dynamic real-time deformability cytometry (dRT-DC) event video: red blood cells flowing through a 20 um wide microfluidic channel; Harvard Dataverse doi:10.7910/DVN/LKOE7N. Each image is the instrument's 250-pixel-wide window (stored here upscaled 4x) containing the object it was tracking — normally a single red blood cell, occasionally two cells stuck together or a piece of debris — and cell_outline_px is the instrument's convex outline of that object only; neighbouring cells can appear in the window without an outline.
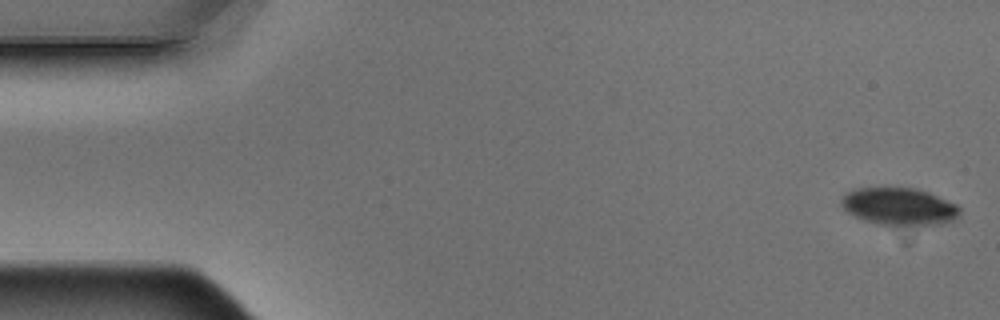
{"species": "Egyptian fruit bat (a non-hibernating species)", "species_latin": "Rousettus aegyptiacus", "temperature_condition": "warm", "stored_images_in_passage": 5, "camera_frame_rate_fps": 3000, "um_per_image_px": 0.085, "animal": {"sex": "male"}, "frame": {"image": 1, "passage_image": 1, "time_ms": 0.0, "image_size_px": [1000, 320], "cell_outline_px": [[960, 216], [952, 220], [940, 224], [876, 224], [864, 220], [848, 212], [840, 204], [840, 200], [848, 192], [860, 188], [916, 188], [928, 192], [956, 204], [960, 208]], "centroid_in_image_um": [76.44, 17.54], "position_along_channel_um": 8.6, "area_um2": 25.32}}
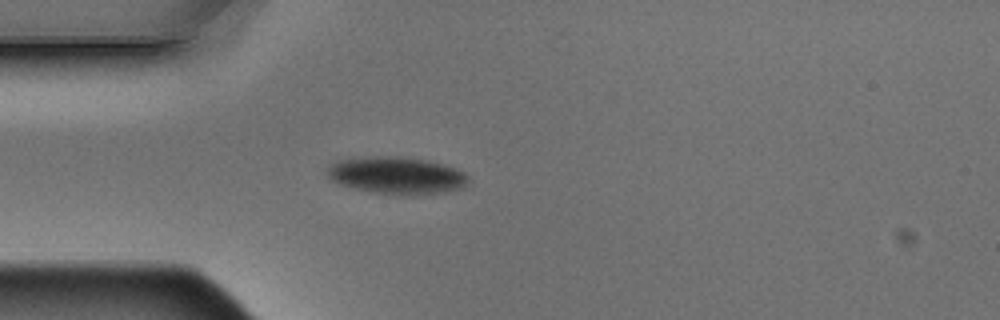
{"frame": {"image": 2, "passage_image": 5, "time_ms": 1.333, "image_size_px": [1000, 320], "cell_outline_px": [[468, 180], [460, 188], [444, 192], [412, 196], [400, 196], [368, 192], [352, 188], [340, 184], [332, 180], [328, 176], [328, 164], [336, 160], [368, 156], [400, 156], [428, 160], [444, 164], [456, 168], [464, 172], [468, 176]], "centroid_in_image_um": [33.69, 14.92], "position_along_channel_um": 51.3, "area_um2": 31.15}}